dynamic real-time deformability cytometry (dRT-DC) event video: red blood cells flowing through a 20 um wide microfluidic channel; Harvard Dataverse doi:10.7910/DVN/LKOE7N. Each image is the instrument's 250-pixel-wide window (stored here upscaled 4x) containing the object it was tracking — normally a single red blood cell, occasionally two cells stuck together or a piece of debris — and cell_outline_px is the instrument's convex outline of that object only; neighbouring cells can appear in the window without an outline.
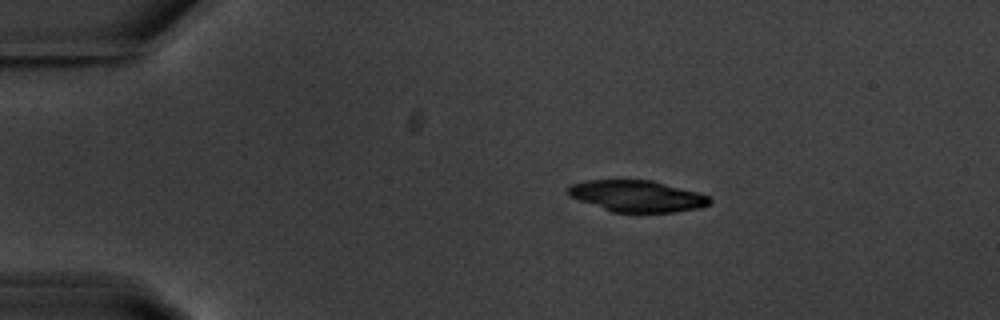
{"species": "common noctule bat (a hibernating species)", "species_latin": "Nyctalus noctula", "temperature_condition": "warm", "stored_images_in_passage": 45, "camera_frame_rate_fps": 3000, "um_per_image_px": 0.085, "animal": {"sex": "male", "body_mass_g": 20.1, "forearm_length_mm": 53.5}, "frame": {"image": 1, "passage_image": 1, "time_ms": 0.0, "image_size_px": [1000, 320], "cell_outline_px": [[712, 200], [708, 204], [696, 208], [672, 212], [612, 212], [568, 196], [568, 188], [572, 184], [584, 180], [652, 180], [696, 192], [708, 196]], "centroid_in_image_um": [54.1, 16.66], "position_along_channel_um": 30.9, "area_um2": 25.61}}